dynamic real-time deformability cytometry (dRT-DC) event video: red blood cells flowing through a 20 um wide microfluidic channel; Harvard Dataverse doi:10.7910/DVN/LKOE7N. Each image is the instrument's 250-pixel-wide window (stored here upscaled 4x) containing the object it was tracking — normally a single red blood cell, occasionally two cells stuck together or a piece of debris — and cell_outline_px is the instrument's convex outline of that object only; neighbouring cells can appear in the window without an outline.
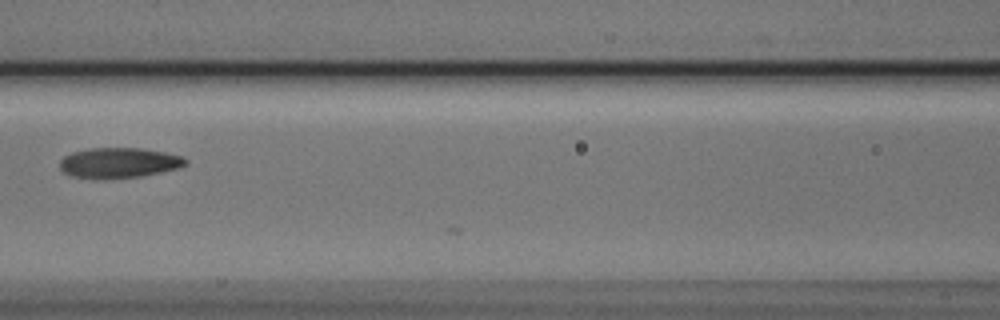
{"species": "Egyptian fruit bat (a non-hibernating species)", "species_latin": "Rousettus aegyptiacus", "temperature_condition": "cold", "stored_images_in_passage": 5, "camera_frame_rate_fps": 3000, "um_per_image_px": 0.085, "animal": {"sex": "male"}, "frame": {"image": 1, "passage_image": 5, "time_ms": 1.333, "image_size_px": [1000, 320], "cell_outline_px": [[188, 164], [180, 168], [140, 176], [104, 180], [92, 180], [72, 176], [64, 172], [60, 168], [60, 160], [64, 156], [72, 152], [88, 148], [140, 148], [164, 152], [180, 156], [188, 160]], "centroid_in_image_um": [10.08, 13.86], "position_along_channel_um": 156.5, "area_um2": 22.54}}